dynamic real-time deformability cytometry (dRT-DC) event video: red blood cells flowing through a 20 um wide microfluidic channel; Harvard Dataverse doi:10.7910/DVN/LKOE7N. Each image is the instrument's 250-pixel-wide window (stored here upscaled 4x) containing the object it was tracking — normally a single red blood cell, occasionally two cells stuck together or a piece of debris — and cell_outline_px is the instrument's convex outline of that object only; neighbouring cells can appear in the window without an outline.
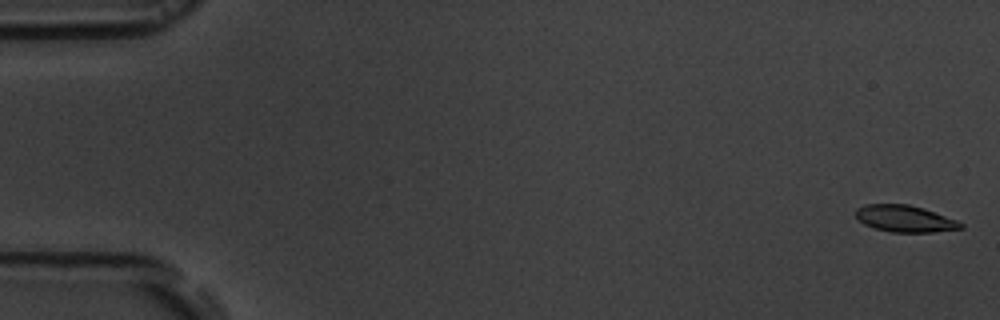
{"species": "common noctule bat (a hibernating species)", "species_latin": "Nyctalus noctula", "temperature_condition": "room temperature", "stored_images_in_passage": 6, "camera_frame_rate_fps": 3000, "um_per_image_px": 0.085, "animal": {"sex": "male", "body_mass_g": 19.5, "forearm_length_mm": 54.6}, "frame": {"image": 1, "passage_image": 1, "time_ms": 0.0, "image_size_px": [1000, 320], "cell_outline_px": [[964, 228], [932, 232], [892, 232], [876, 228], [864, 224], [856, 216], [856, 208], [864, 204], [908, 204], [924, 208], [956, 220], [964, 224]], "centroid_in_image_um": [76.92, 18.58], "position_along_channel_um": 8.1, "area_um2": 16.24}}
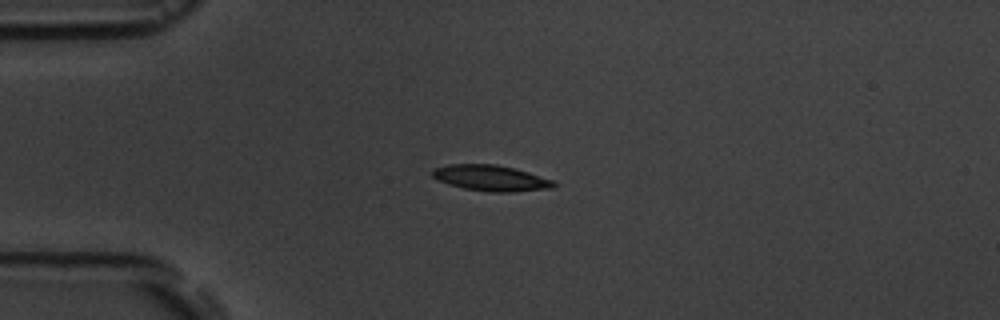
{"frame": {"image": 2, "passage_image": 4, "time_ms": 4.333, "image_size_px": [1000, 320], "cell_outline_px": [[556, 184], [552, 188], [512, 192], [492, 192], [464, 188], [448, 184], [432, 176], [432, 172], [436, 168], [448, 164], [496, 164], [528, 172], [556, 180]], "centroid_in_image_um": [41.77, 15.13], "position_along_channel_um": 43.2, "area_um2": 18.15}}
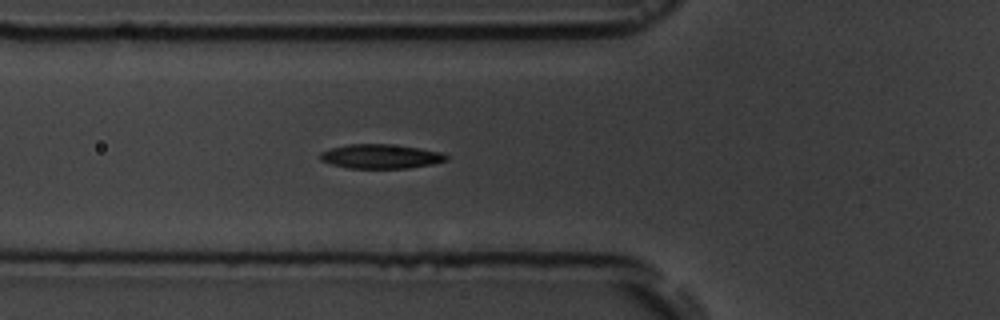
{"frame": {"image": 3, "passage_image": 6, "time_ms": 6.333, "image_size_px": [1000, 320], "cell_outline_px": [[448, 160], [432, 164], [408, 168], [348, 168], [332, 164], [320, 160], [320, 152], [332, 148], [348, 144], [388, 144], [420, 148], [440, 152], [448, 156]], "centroid_in_image_um": [32.36, 13.29], "position_along_channel_um": 93.4, "area_um2": 17.74}}